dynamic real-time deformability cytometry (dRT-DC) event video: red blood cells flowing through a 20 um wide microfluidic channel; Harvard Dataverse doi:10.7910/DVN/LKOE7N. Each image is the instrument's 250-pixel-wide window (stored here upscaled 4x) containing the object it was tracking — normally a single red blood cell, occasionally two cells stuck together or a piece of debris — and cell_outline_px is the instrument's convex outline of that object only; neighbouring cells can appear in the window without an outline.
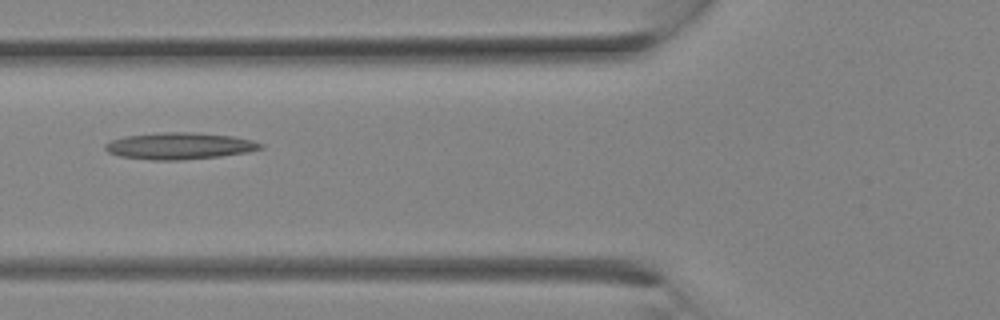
{"species": "Egyptian fruit bat (a non-hibernating species)", "species_latin": "Rousettus aegyptiacus", "temperature_condition": "room temperature", "stored_images_in_passage": 13, "camera_frame_rate_fps": 3000, "um_per_image_px": 0.085, "animal": {"sex": "female"}, "frame": {"image": 1, "passage_image": 10, "time_ms": 3.0, "image_size_px": [1000, 320], "cell_outline_px": [[264, 148], [248, 152], [220, 156], [180, 160], [152, 160], [120, 156], [108, 152], [104, 148], [104, 144], [112, 140], [124, 136], [160, 132], [196, 132], [232, 136], [252, 140], [264, 144]], "centroid_in_image_um": [15.27, 12.4], "position_along_channel_um": 110.5, "area_um2": 24.28}}
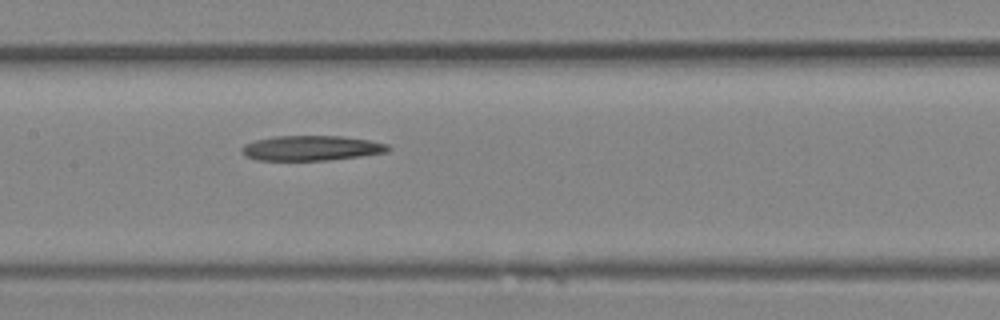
{"frame": {"image": 2, "passage_image": 13, "time_ms": 4.0, "image_size_px": [1000, 320], "cell_outline_px": [[392, 148], [388, 152], [360, 156], [328, 160], [256, 160], [244, 156], [240, 152], [240, 148], [244, 144], [256, 140], [276, 136], [340, 136], [368, 140], [388, 144]], "centroid_in_image_um": [26.44, 12.59], "position_along_channel_um": 181.0, "area_um2": 21.39}}